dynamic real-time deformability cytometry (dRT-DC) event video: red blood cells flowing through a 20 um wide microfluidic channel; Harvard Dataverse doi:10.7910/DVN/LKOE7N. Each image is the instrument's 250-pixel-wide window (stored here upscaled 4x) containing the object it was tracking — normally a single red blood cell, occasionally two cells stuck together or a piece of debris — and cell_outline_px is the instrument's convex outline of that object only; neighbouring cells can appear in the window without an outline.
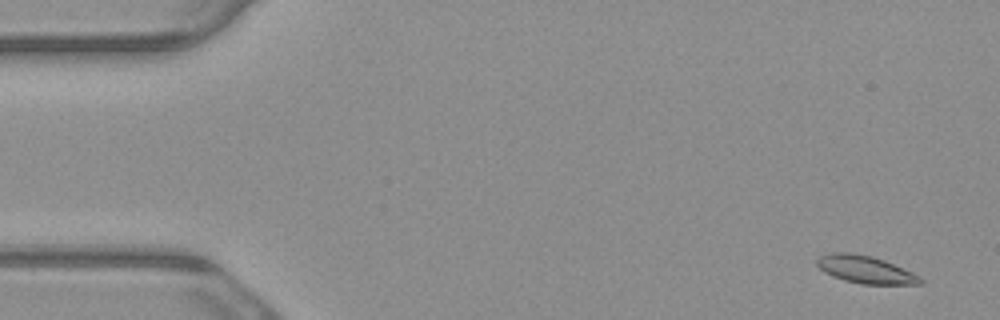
{"species": "common noctule bat (a hibernating species)", "species_latin": "Nyctalus noctula", "temperature_condition": "warm", "stored_images_in_passage": 7, "camera_frame_rate_fps": 3000, "um_per_image_px": 0.085, "animal": {"sex": "male", "body_mass_g": 23.1, "forearm_length_mm": 52.7}, "frame": {"image": 1, "passage_image": 1, "time_ms": 0.0, "image_size_px": [1000, 320], "cell_outline_px": [[924, 284], [860, 284], [844, 280], [832, 276], [824, 272], [816, 264], [816, 260], [820, 256], [832, 252], [848, 252], [872, 256], [884, 260], [912, 272], [920, 276], [924, 280]], "centroid_in_image_um": [73.57, 22.91], "position_along_channel_um": 11.4, "area_um2": 16.65}}
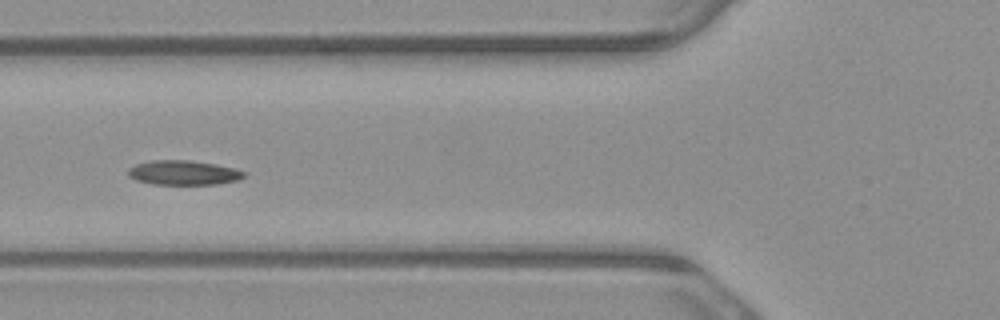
{"frame": {"image": 2, "passage_image": 6, "time_ms": 1.667, "image_size_px": [1000, 320], "cell_outline_px": [[248, 172], [240, 180], [216, 184], [152, 184], [136, 180], [128, 176], [128, 168], [136, 164], [152, 160], [192, 160], [216, 164], [236, 168]], "centroid_in_image_um": [15.63, 14.67], "position_along_channel_um": 110.2, "area_um2": 16.76}}
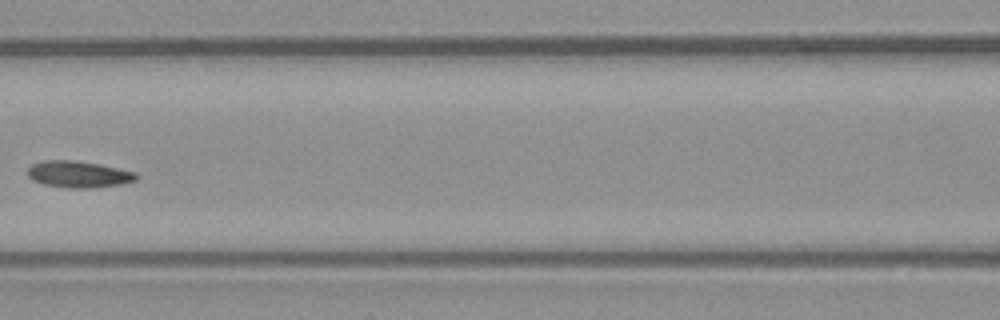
{"frame": {"image": 3, "passage_image": 7, "time_ms": 2.0, "image_size_px": [1000, 320], "cell_outline_px": [[140, 176], [136, 180], [120, 184], [92, 188], [68, 188], [44, 184], [32, 180], [28, 176], [28, 168], [32, 164], [44, 160], [76, 160], [100, 164], [136, 172]], "centroid_in_image_um": [6.69, 14.81], "position_along_channel_um": 159.9, "area_um2": 16.94}}